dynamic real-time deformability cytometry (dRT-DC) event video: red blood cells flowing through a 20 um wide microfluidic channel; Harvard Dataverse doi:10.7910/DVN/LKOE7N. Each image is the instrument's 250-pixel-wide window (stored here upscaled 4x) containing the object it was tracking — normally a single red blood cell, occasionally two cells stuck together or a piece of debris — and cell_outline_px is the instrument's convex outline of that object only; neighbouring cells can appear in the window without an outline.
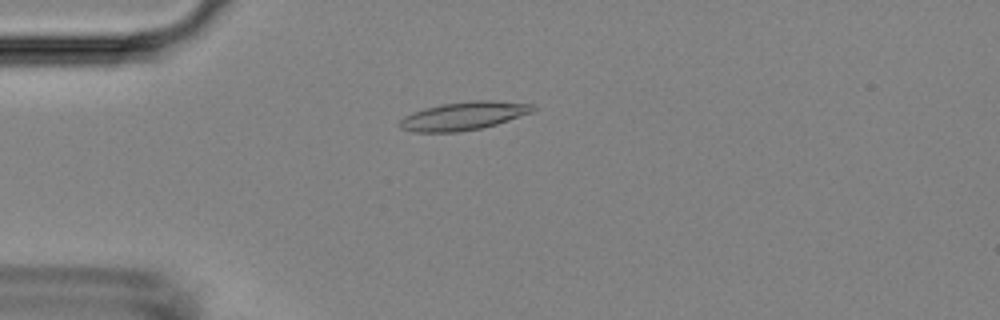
{"species": "Egyptian fruit bat (a non-hibernating species)", "species_latin": "Rousettus aegyptiacus", "temperature_condition": "room temperature", "stored_images_in_passage": 54, "camera_frame_rate_fps": 3000, "um_per_image_px": 0.085, "animal": {"sex": "female"}, "frame": {"image": 1, "passage_image": 14, "time_ms": 4.333, "image_size_px": [1000, 320], "cell_outline_px": [[536, 108], [532, 112], [496, 124], [480, 128], [460, 132], [412, 132], [400, 128], [400, 120], [404, 116], [412, 112], [424, 108], [440, 104], [472, 100], [496, 100], [536, 104]], "centroid_in_image_um": [39.41, 9.84], "position_along_channel_um": 45.6, "area_um2": 22.08}}
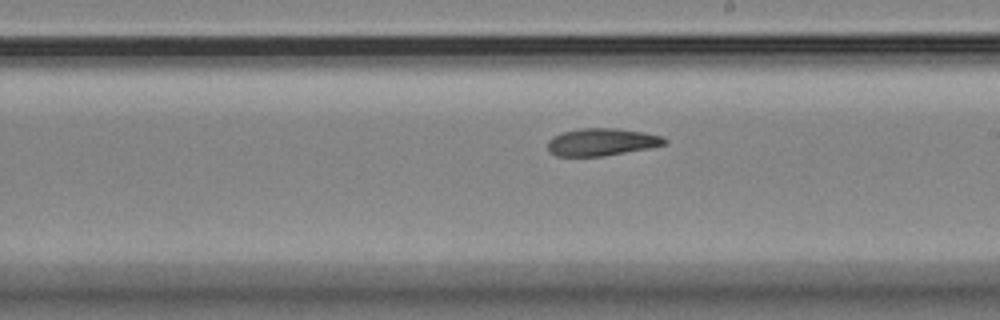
{"frame": {"image": 2, "passage_image": 31, "time_ms": 10.0, "image_size_px": [1000, 320], "cell_outline_px": [[668, 144], [648, 148], [604, 156], [556, 156], [548, 152], [548, 140], [552, 136], [564, 132], [580, 128], [616, 128], [644, 132], [664, 136], [668, 140]], "centroid_in_image_um": [51.16, 12.07], "position_along_channel_um": 237.8, "area_um2": 18.84}}
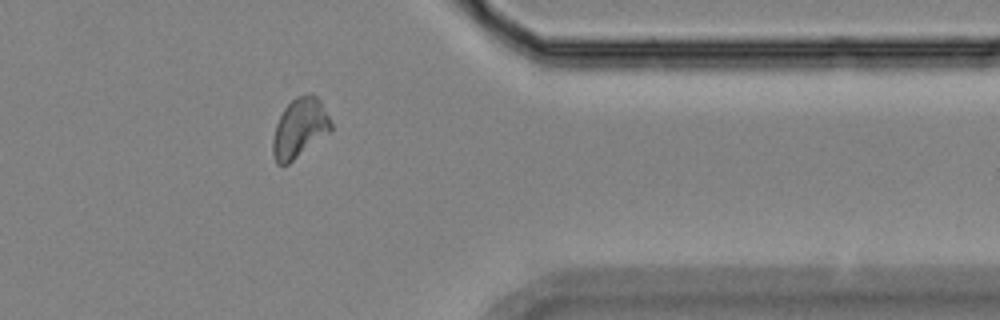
{"frame": {"image": 3, "passage_image": 44, "time_ms": 14.333, "image_size_px": [1000, 320], "cell_outline_px": [[332, 132], [288, 164], [276, 164], [272, 152], [272, 140], [276, 124], [284, 108], [296, 96], [312, 92], [320, 100], [332, 124]], "centroid_in_image_um": [25.48, 10.89], "position_along_channel_um": 385.9, "area_um2": 20.35}, "authors_computed_cell_mechanics": {"area_um2": 19.8832, "velocity_mm_per_s": 3.7091, "shape_relaxation_time_tau1_ms": 6.2037, "shape_relaxation_time_tau2_ms": 4.4332, "deformation_change_tau1": 0.1524, "deformation_change_tau2": 0.1108}}